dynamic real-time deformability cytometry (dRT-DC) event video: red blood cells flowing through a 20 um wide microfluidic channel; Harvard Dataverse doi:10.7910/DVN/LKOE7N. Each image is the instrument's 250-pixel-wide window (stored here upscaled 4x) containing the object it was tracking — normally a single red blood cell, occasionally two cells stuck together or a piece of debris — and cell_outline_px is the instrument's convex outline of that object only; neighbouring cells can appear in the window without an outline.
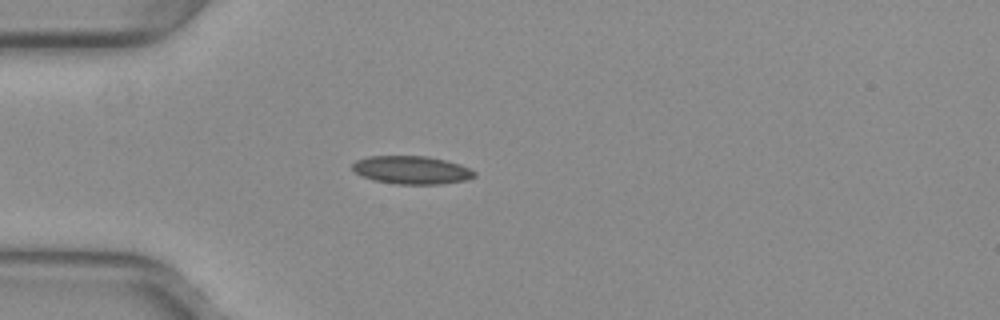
{"species": "common noctule bat (a hibernating species)", "species_latin": "Nyctalus noctula", "temperature_condition": "warm", "stored_images_in_passage": 32, "camera_frame_rate_fps": 3000, "um_per_image_px": 0.085, "animal": {"sex": "female", "body_mass_g": 29.2, "forearm_length_mm": 56.3}, "frame": {"image": 1, "passage_image": 4, "time_ms": 1.0, "image_size_px": [1000, 320], "cell_outline_px": [[476, 176], [468, 180], [440, 184], [396, 184], [372, 180], [360, 176], [352, 168], [352, 164], [356, 160], [368, 156], [428, 156], [460, 164], [476, 172]], "centroid_in_image_um": [34.98, 14.45], "position_along_channel_um": 50.0, "area_um2": 20.11}}
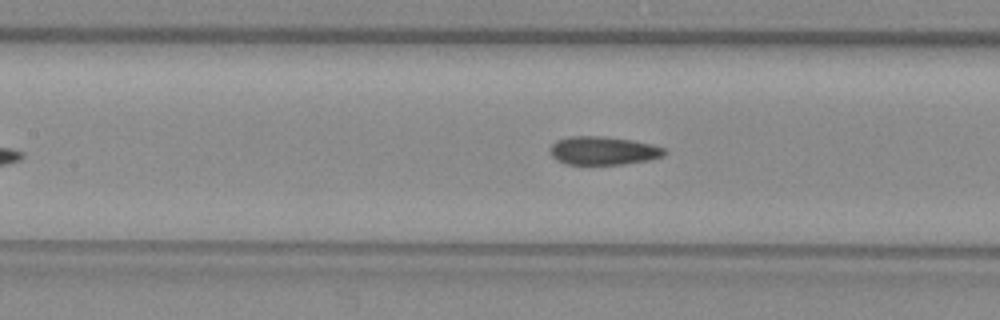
{"frame": {"image": 2, "passage_image": 13, "time_ms": 4.0, "image_size_px": [1000, 320], "cell_outline_px": [[664, 156], [648, 160], [624, 164], [564, 164], [556, 160], [552, 156], [552, 144], [556, 140], [572, 136], [600, 136], [628, 140], [648, 144], [664, 148]], "centroid_in_image_um": [51.23, 12.82], "position_along_channel_um": 156.2, "area_um2": 18.5}}
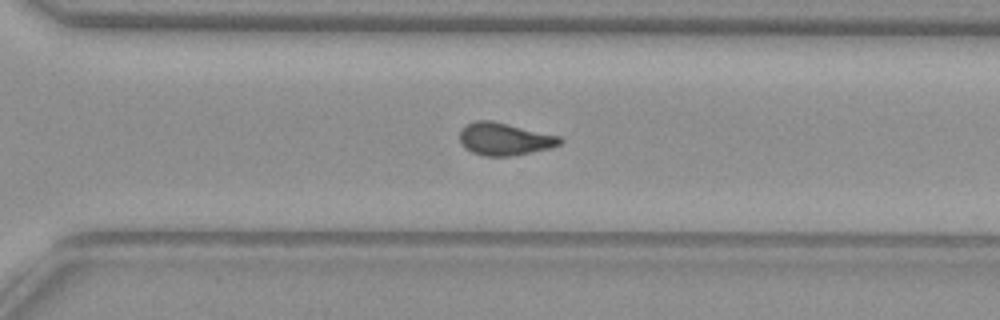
{"frame": {"image": 3, "passage_image": 26, "time_ms": 8.333, "image_size_px": [1000, 320], "cell_outline_px": [[564, 140], [560, 144], [552, 148], [512, 156], [484, 156], [472, 152], [464, 148], [460, 144], [460, 128], [476, 120], [492, 120], [560, 136]], "centroid_in_image_um": [42.88, 11.82], "position_along_channel_um": 327.7, "area_um2": 19.19}, "authors_computed_cell_mechanics": {"area_um2": 19.1896, "velocity_mm_per_s": 3.9681, "shape_relaxation_time_tau1_ms": null, "shape_relaxation_time_tau2_ms": 1.8053, "deformation_change_tau1": null, "deformation_change_tau2": 0.0899}}